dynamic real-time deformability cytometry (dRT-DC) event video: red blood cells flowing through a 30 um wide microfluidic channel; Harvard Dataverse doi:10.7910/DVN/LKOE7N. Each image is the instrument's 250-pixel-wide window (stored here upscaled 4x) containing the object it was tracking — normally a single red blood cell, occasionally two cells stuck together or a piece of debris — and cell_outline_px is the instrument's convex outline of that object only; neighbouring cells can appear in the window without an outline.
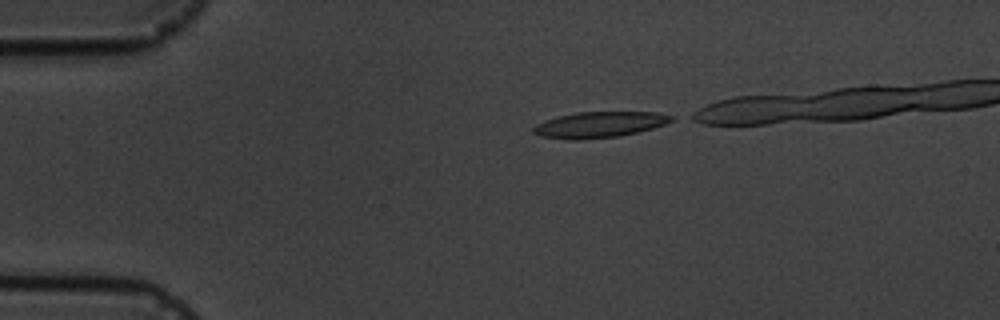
{"species": "common noctule bat (a hibernating species)", "species_latin": "Nyctalus noctula", "temperature_condition": "cold", "stored_images_in_passage": 4, "camera_frame_rate_fps": 3000, "um_per_image_px": 0.085, "animal": {"sex": "male", "body_mass_g": 19.5, "forearm_length_mm": 54.6}, "frame": {"image": 1, "passage_image": 1, "time_ms": 0.0, "image_size_px": [1000, 320], "cell_outline_px": [[676, 120], [640, 132], [620, 136], [584, 140], [568, 140], [540, 136], [532, 132], [532, 128], [536, 124], [544, 120], [576, 112], [656, 112], [676, 116]], "centroid_in_image_um": [50.96, 10.6], "position_along_channel_um": 34.0, "area_um2": 21.15}}